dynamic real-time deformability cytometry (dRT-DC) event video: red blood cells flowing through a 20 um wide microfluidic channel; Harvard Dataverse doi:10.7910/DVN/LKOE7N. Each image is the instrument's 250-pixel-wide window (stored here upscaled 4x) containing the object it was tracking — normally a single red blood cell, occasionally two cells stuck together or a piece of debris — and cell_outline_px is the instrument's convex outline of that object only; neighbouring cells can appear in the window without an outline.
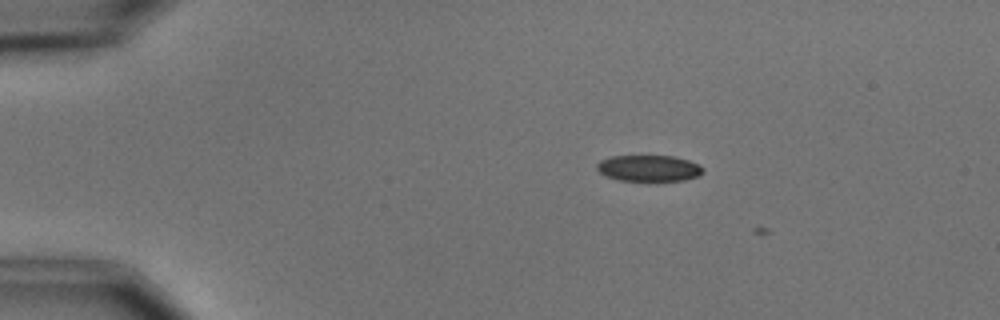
{"species": "common noctule bat (a hibernating species)", "species_latin": "Nyctalus noctula", "temperature_condition": "cold", "stored_images_in_passage": 5, "camera_frame_rate_fps": 3000, "um_per_image_px": 0.085, "animal": {"sex": "male", "body_mass_g": 15.6}, "frame": {"image": 1, "passage_image": 2, "time_ms": 1.0, "image_size_px": [1000, 320], "cell_outline_px": [[704, 172], [700, 176], [684, 180], [656, 184], [620, 180], [604, 176], [596, 168], [596, 164], [600, 160], [612, 156], [672, 156], [688, 160], [700, 164], [704, 168]], "centroid_in_image_um": [55.19, 14.35], "position_along_channel_um": 29.8, "area_um2": 17.17}}